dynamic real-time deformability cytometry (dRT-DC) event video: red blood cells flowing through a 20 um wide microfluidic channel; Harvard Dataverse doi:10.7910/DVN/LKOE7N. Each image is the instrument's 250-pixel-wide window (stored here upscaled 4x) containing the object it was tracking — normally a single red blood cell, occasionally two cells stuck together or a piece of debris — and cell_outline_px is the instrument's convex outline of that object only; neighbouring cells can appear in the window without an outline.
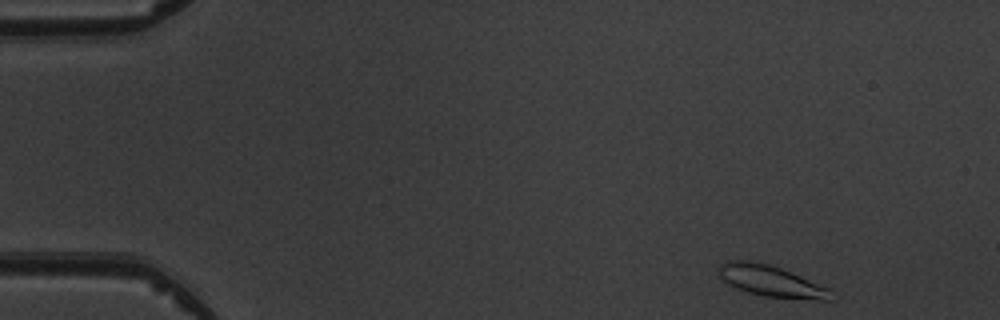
{"species": "common noctule bat (a hibernating species)", "species_latin": "Nyctalus noctula", "temperature_condition": "warm", "stored_images_in_passage": 4, "camera_frame_rate_fps": 3000, "um_per_image_px": 0.085, "animal": {"sex": "male", "body_mass_g": 19.5, "forearm_length_mm": 54.6}, "frame": {"image": 1, "passage_image": 1, "time_ms": 0.0, "image_size_px": [1000, 320], "cell_outline_px": [[840, 296], [832, 300], [820, 300], [764, 296], [748, 292], [736, 288], [720, 280], [720, 264], [728, 260], [748, 260], [768, 264], [780, 268], [800, 276], [828, 288]], "centroid_in_image_um": [65.58, 23.91], "position_along_channel_um": 19.4, "area_um2": 20.46}}
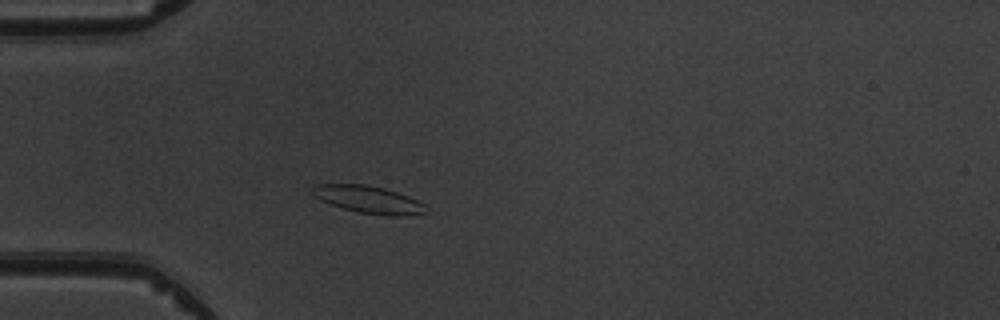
{"frame": {"image": 2, "passage_image": 4, "time_ms": 3.333, "image_size_px": [1000, 320], "cell_outline_px": [[424, 212], [408, 216], [384, 216], [360, 212], [344, 208], [320, 200], [312, 196], [308, 192], [316, 184], [364, 184], [384, 188], [408, 196], [424, 204]], "centroid_in_image_um": [31.25, 16.95], "position_along_channel_um": 53.7, "area_um2": 18.03}}